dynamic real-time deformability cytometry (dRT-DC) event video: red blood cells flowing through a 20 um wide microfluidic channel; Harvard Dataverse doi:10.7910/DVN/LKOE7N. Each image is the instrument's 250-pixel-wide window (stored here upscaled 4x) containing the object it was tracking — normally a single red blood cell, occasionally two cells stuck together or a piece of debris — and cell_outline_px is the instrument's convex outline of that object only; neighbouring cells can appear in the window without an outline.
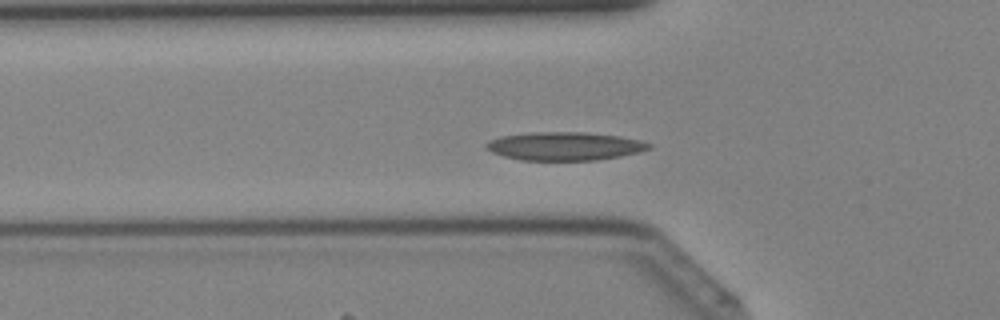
{"species": "Egyptian fruit bat (a non-hibernating species)", "species_latin": "Rousettus aegyptiacus", "temperature_condition": "cold", "stored_images_in_passage": 43, "camera_frame_rate_fps": 3000, "um_per_image_px": 0.085, "animal": {"sex": "female"}, "frame": {"image": 1, "passage_image": 14, "time_ms": 4.333, "image_size_px": [1000, 320], "cell_outline_px": [[652, 148], [640, 152], [620, 156], [596, 160], [520, 160], [504, 156], [492, 152], [484, 148], [484, 144], [488, 140], [500, 136], [532, 132], [584, 132], [620, 136], [640, 140], [652, 144]], "centroid_in_image_um": [47.98, 12.42], "position_along_channel_um": 77.8, "area_um2": 27.05}}
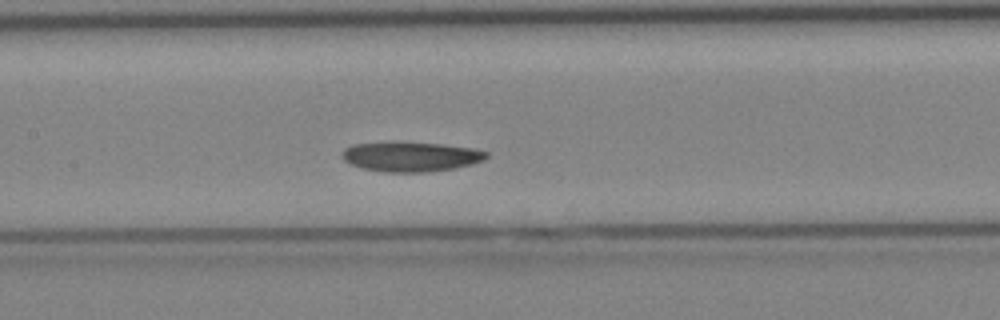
{"frame": {"image": 2, "passage_image": 20, "time_ms": 6.333, "image_size_px": [1000, 320], "cell_outline_px": [[488, 156], [484, 160], [472, 164], [456, 168], [428, 172], [388, 172], [364, 168], [348, 164], [344, 160], [340, 152], [344, 148], [352, 144], [440, 144], [472, 148], [488, 152]], "centroid_in_image_um": [34.93, 13.35], "position_along_channel_um": 172.5, "area_um2": 24.33}}
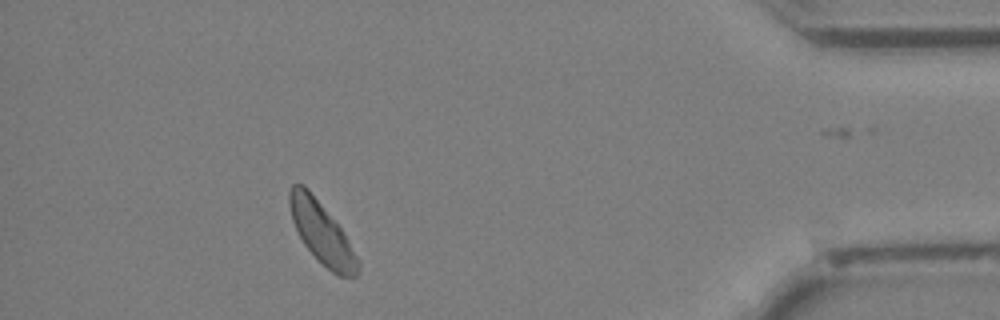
{"frame": {"image": 3, "passage_image": 38, "time_ms": 12.333, "image_size_px": [1000, 320], "cell_outline_px": [[360, 264], [356, 276], [340, 276], [332, 272], [304, 244], [292, 220], [288, 204], [288, 192], [292, 184], [304, 184], [308, 188], [340, 228], [348, 240]], "centroid_in_image_um": [27.31, 19.74], "position_along_channel_um": 407.9, "area_um2": 23.76}}